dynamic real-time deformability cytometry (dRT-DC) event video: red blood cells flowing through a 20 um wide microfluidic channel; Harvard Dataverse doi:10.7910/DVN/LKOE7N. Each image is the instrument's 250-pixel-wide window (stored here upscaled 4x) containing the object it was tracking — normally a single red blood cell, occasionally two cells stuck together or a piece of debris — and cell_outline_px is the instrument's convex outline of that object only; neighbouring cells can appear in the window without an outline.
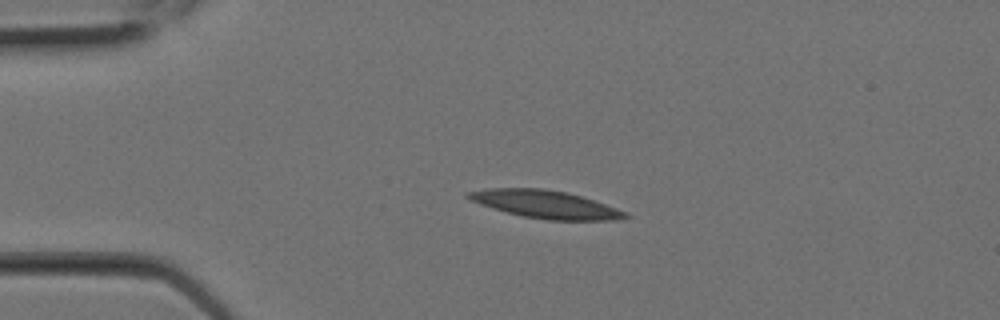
{"species": "Egyptian fruit bat (a non-hibernating species)", "species_latin": "Rousettus aegyptiacus", "temperature_condition": "room temperature", "stored_images_in_passage": 1, "camera_frame_rate_fps": 3000, "um_per_image_px": 0.085, "animal": {"sex": "female"}, "frame": {"image": 1, "passage_image": 1, "time_ms": 0.0, "image_size_px": [1000, 320], "cell_outline_px": [[632, 216], [616, 220], [548, 220], [524, 216], [492, 208], [480, 204], [464, 196], [464, 192], [484, 188], [544, 188], [568, 192], [628, 212]], "centroid_in_image_um": [46.34, 17.35], "position_along_channel_um": 38.7, "area_um2": 25.43}}